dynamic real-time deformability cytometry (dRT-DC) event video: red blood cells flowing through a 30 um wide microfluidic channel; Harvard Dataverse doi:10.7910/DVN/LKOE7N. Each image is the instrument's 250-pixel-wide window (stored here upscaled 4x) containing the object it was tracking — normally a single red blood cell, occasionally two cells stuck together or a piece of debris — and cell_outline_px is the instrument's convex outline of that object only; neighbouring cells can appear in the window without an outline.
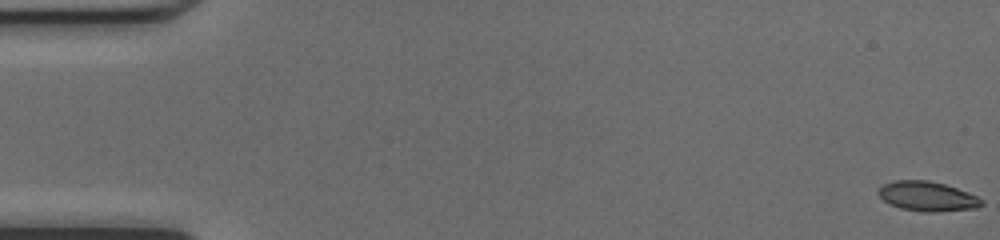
{"species": "common noctule bat (a hibernating species)", "species_latin": "Nyctalus noctula", "temperature_condition": "cold", "stored_images_in_passage": 49, "camera_frame_rate_fps": 3000, "um_per_image_px": 0.085, "animal": {"sex": "female", "body_mass_g": 17.0, "forearm_length_mm": 48.0}, "frame": {"image": 1, "passage_image": 1, "time_ms": 0.0, "image_size_px": [1000, 240], "cell_outline_px": [[984, 204], [976, 208], [936, 212], [924, 212], [900, 208], [888, 204], [876, 192], [884, 184], [896, 180], [928, 180], [944, 184], [968, 192], [976, 196]], "centroid_in_image_um": [78.8, 16.69], "position_along_channel_um": 6.2, "area_um2": 17.74}}
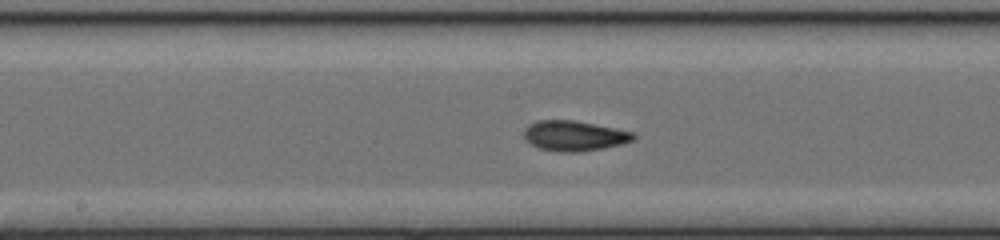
{"frame": {"image": 2, "passage_image": 26, "time_ms": 8.333, "image_size_px": [1000, 240], "cell_outline_px": [[636, 140], [604, 148], [580, 152], [560, 152], [540, 148], [532, 144], [524, 136], [524, 128], [528, 124], [540, 120], [572, 120], [636, 132]], "centroid_in_image_um": [48.85, 11.54], "position_along_channel_um": 199.3, "area_um2": 19.25}}
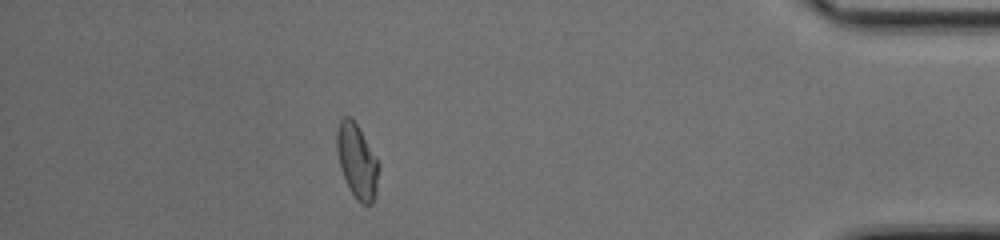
{"frame": {"image": 3, "passage_image": 44, "time_ms": 14.333, "image_size_px": [1000, 240], "cell_outline_px": [[380, 168], [376, 188], [372, 204], [360, 204], [356, 200], [348, 188], [344, 180], [340, 168], [336, 148], [336, 132], [340, 120], [344, 116], [348, 116], [356, 124], [376, 156], [380, 164]], "centroid_in_image_um": [30.34, 13.73], "position_along_channel_um": 404.9, "area_um2": 18.26}, "authors_computed_cell_mechanics": {"area_um2": 18.3804, "velocity_mm_per_s": 4.252, "shape_relaxation_time_tau1_ms": 4.102, "shape_relaxation_time_tau2_ms": 1.4839, "deformation_change_tau1": 0.1667, "deformation_change_tau2": 0.0658}}